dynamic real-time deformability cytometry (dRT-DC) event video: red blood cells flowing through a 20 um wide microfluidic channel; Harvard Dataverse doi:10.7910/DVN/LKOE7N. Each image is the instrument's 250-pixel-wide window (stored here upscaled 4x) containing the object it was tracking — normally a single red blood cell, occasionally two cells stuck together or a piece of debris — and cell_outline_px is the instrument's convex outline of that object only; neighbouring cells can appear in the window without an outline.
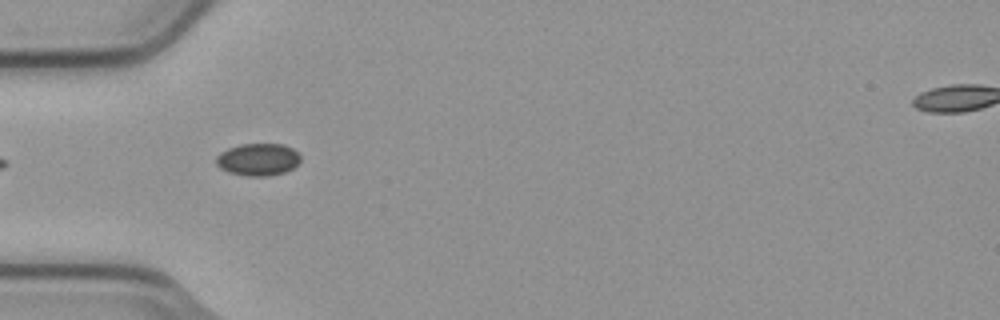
{"species": "common noctule bat (a hibernating species)", "species_latin": "Nyctalus noctula", "temperature_condition": "cold", "stored_images_in_passage": 5, "camera_frame_rate_fps": 3000, "um_per_image_px": 0.085, "animal": {"sex": "male", "body_mass_g": 23.1, "forearm_length_mm": 52.7}, "frame": {"image": 1, "passage_image": 4, "time_ms": 1.0, "image_size_px": [1000, 320], "cell_outline_px": [[300, 160], [292, 168], [284, 172], [264, 176], [248, 176], [228, 172], [220, 168], [216, 164], [216, 156], [220, 152], [228, 148], [240, 144], [284, 144], [292, 148], [300, 156]], "centroid_in_image_um": [21.9, 13.55], "position_along_channel_um": 63.1, "area_um2": 15.78}}
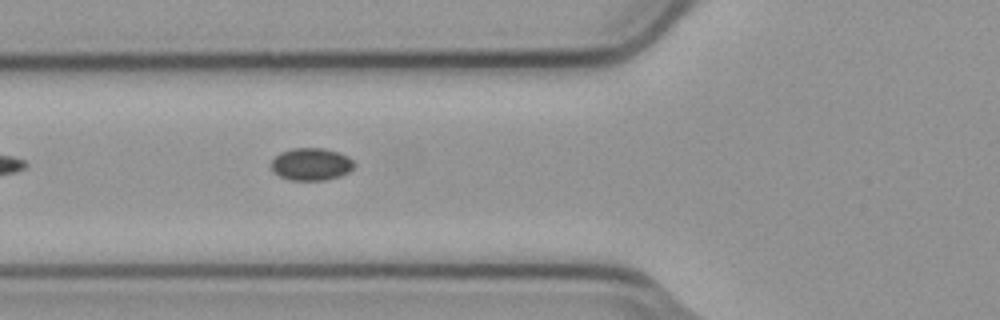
{"frame": {"image": 2, "passage_image": 5, "time_ms": 1.333, "image_size_px": [1000, 320], "cell_outline_px": [[356, 164], [348, 172], [340, 176], [324, 180], [288, 180], [272, 172], [272, 160], [280, 152], [292, 148], [324, 148], [340, 152], [348, 156]], "centroid_in_image_um": [26.45, 13.95], "position_along_channel_um": 99.3, "area_um2": 15.78}}